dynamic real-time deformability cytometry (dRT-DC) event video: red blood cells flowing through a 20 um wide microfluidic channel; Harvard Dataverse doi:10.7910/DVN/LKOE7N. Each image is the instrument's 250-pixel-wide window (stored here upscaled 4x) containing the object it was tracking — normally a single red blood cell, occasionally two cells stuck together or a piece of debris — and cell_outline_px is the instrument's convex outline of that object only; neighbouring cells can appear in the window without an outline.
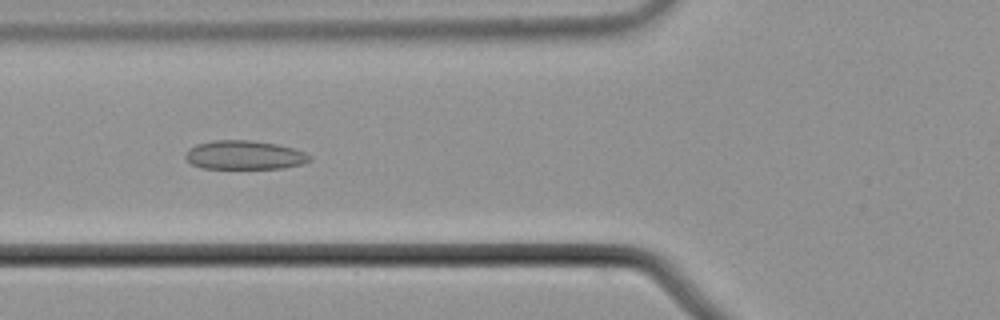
{"species": "common noctule bat (a hibernating species)", "species_latin": "Nyctalus noctula", "temperature_condition": "cold", "stored_images_in_passage": 9, "camera_frame_rate_fps": 3000, "um_per_image_px": 0.085, "animal": {"sex": "male", "body_mass_g": 21.5, "forearm_length_mm": 52.0}, "frame": {"image": 1, "passage_image": 6, "time_ms": 1.667, "image_size_px": [1000, 320], "cell_outline_px": [[312, 160], [304, 164], [284, 168], [200, 168], [192, 164], [184, 156], [188, 148], [196, 144], [212, 140], [252, 140], [276, 144], [292, 148], [304, 152], [312, 156]], "centroid_in_image_um": [20.78, 13.18], "position_along_channel_um": 105.0, "area_um2": 21.04}}
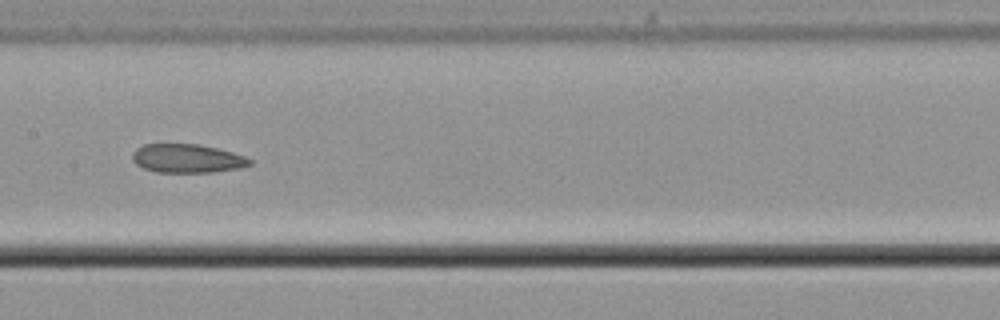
{"frame": {"image": 2, "passage_image": 8, "time_ms": 2.333, "image_size_px": [1000, 320], "cell_outline_px": [[252, 164], [240, 168], [212, 172], [156, 172], [144, 168], [136, 164], [132, 160], [132, 152], [136, 148], [144, 144], [200, 144], [232, 152], [244, 156], [252, 160]], "centroid_in_image_um": [15.9, 13.46], "position_along_channel_um": 191.5, "area_um2": 19.65}}
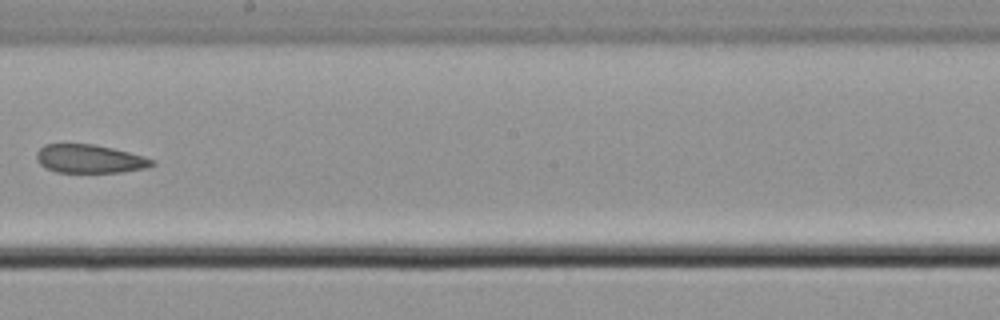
{"frame": {"image": 3, "passage_image": 9, "time_ms": 2.667, "image_size_px": [1000, 320], "cell_outline_px": [[156, 164], [148, 168], [120, 172], [56, 172], [40, 164], [36, 160], [36, 152], [44, 144], [92, 144], [112, 148], [144, 156], [156, 160]], "centroid_in_image_um": [7.65, 13.5], "position_along_channel_um": 240.6, "area_um2": 19.19}}